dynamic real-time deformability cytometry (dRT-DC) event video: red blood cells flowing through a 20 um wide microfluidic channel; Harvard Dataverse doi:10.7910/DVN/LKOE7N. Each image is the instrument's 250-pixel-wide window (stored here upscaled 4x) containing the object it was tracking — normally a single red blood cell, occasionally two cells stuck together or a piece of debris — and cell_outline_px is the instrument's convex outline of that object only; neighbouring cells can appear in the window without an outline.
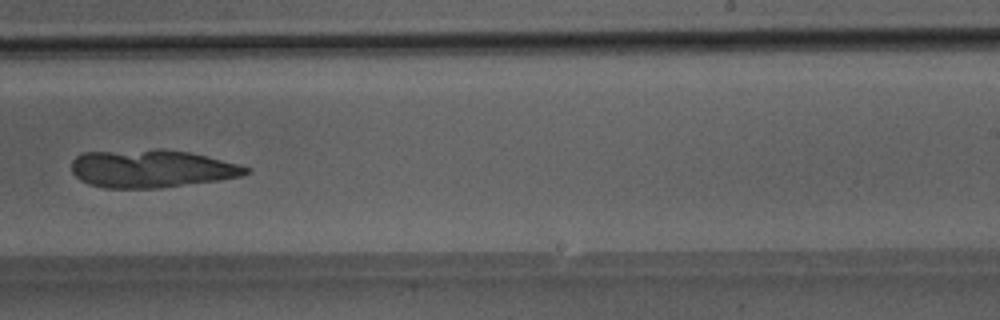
{"species": "Egyptian fruit bat (a non-hibernating species)", "species_latin": "Rousettus aegyptiacus", "temperature_condition": "room temperature", "stored_images_in_passage": 48, "camera_frame_rate_fps": 3000, "um_per_image_px": 0.085, "animal": {"sex": "male"}, "frame": {"image": 1, "passage_image": 30, "time_ms": 9.667, "image_size_px": [1000, 320], "cell_outline_px": [[252, 172], [240, 176], [220, 180], [160, 188], [104, 188], [88, 184], [80, 180], [72, 172], [72, 160], [76, 156], [84, 152], [156, 148], [160, 148], [188, 152], [240, 164], [252, 168]], "centroid_in_image_um": [12.88, 14.33], "position_along_channel_um": 276.1, "area_um2": 38.96}}
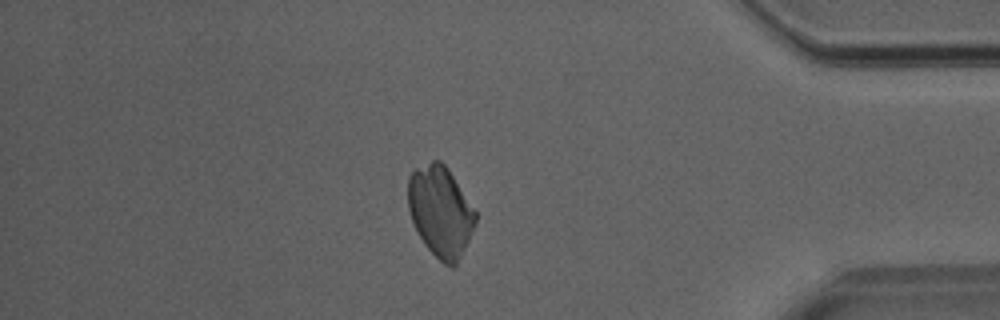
{"frame": {"image": 2, "passage_image": 41, "time_ms": 13.333, "image_size_px": [1000, 320], "cell_outline_px": [[476, 220], [472, 232], [456, 264], [452, 268], [444, 264], [424, 244], [416, 232], [408, 208], [408, 176], [416, 168], [432, 160], [440, 160], [448, 168], [476, 212]], "centroid_in_image_um": [37.42, 17.95], "position_along_channel_um": 397.8, "area_um2": 35.37}}
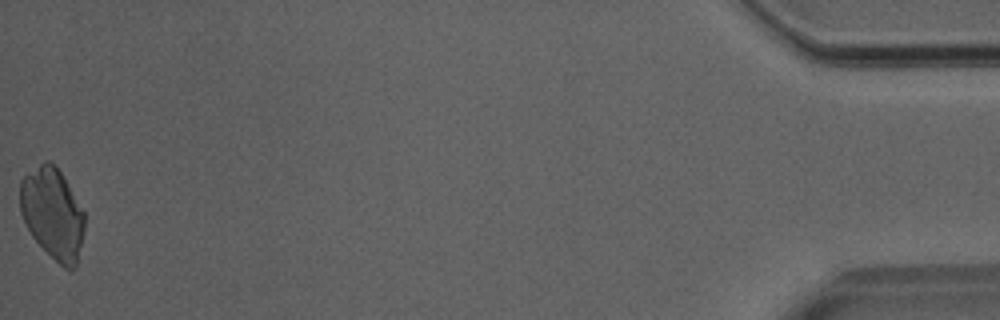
{"frame": {"image": 3, "passage_image": 48, "time_ms": 15.667, "image_size_px": [1000, 320], "cell_outline_px": [[84, 232], [76, 268], [72, 272], [64, 268], [32, 236], [20, 212], [20, 180], [24, 176], [44, 160], [48, 160], [60, 172], [84, 212]], "centroid_in_image_um": [4.48, 18.17], "position_along_channel_um": 430.7, "area_um2": 33.81}}